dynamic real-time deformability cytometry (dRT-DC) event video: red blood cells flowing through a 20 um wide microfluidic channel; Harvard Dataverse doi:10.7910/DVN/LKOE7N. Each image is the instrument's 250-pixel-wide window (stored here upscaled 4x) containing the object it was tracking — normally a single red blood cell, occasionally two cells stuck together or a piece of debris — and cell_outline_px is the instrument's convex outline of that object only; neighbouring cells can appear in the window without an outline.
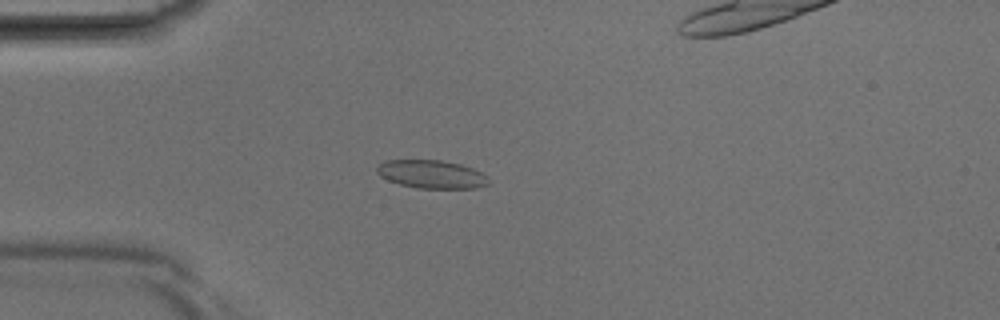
{"species": "Egyptian fruit bat (a non-hibernating species)", "species_latin": "Rousettus aegyptiacus", "temperature_condition": "room temperature", "stored_images_in_passage": 34, "camera_frame_rate_fps": 3000, "um_per_image_px": 0.085, "animal": {"sex": "male"}, "frame": {"image": 1, "passage_image": 4, "time_ms": 1.0, "image_size_px": [1000, 320], "cell_outline_px": [[488, 184], [476, 188], [416, 188], [400, 184], [388, 180], [380, 176], [376, 172], [376, 168], [384, 160], [440, 160], [460, 164], [472, 168], [488, 176]], "centroid_in_image_um": [36.66, 14.81], "position_along_channel_um": 48.3, "area_um2": 18.32}}
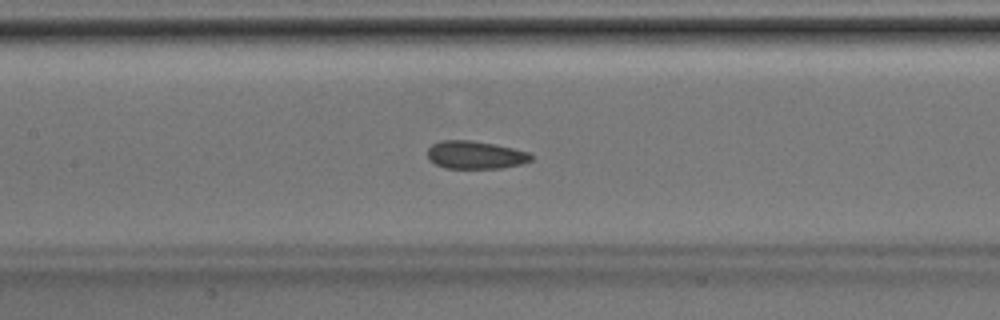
{"frame": {"image": 2, "passage_image": 12, "time_ms": 3.667, "image_size_px": [1000, 320], "cell_outline_px": [[532, 160], [520, 164], [500, 168], [444, 168], [428, 160], [428, 148], [432, 144], [440, 140], [472, 140], [496, 144], [528, 152], [532, 156]], "centroid_in_image_um": [40.37, 13.16], "position_along_channel_um": 167.0, "area_um2": 16.88}}
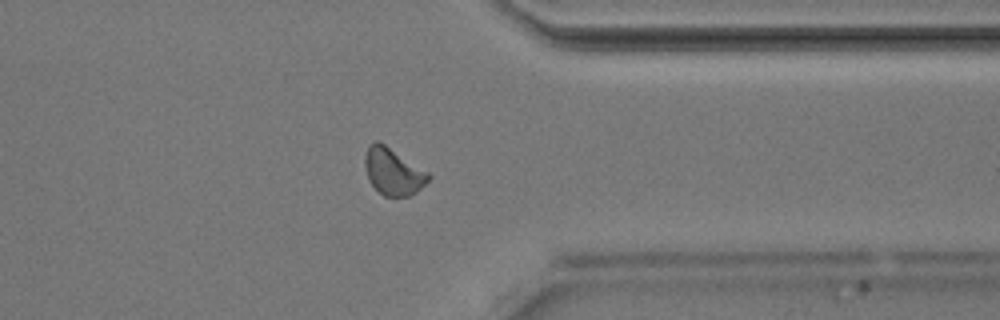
{"frame": {"image": 3, "passage_image": 25, "time_ms": 8.0, "image_size_px": [1000, 320], "cell_outline_px": [[432, 176], [416, 192], [408, 196], [384, 196], [368, 180], [364, 164], [364, 156], [368, 144], [376, 140], [380, 140], [428, 172]], "centroid_in_image_um": [33.38, 14.54], "position_along_channel_um": 378.0, "area_um2": 17.46}}